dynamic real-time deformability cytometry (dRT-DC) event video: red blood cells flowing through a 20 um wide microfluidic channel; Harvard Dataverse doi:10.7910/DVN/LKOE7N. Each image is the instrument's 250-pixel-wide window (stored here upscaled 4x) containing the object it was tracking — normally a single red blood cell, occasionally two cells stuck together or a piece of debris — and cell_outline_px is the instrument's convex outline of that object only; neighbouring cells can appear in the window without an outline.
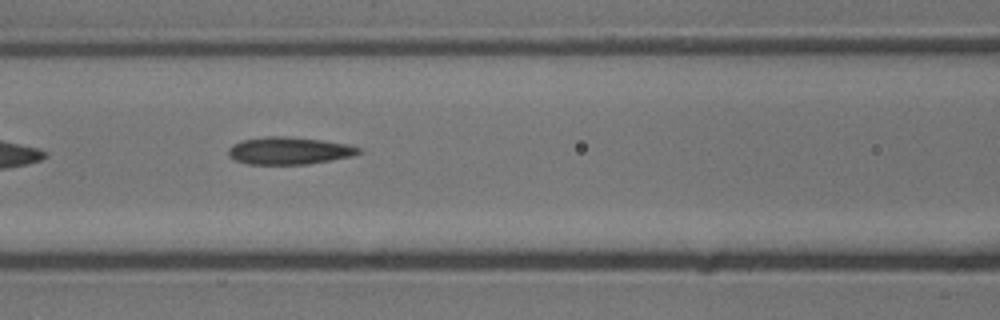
{"species": "common noctule bat (a hibernating species)", "species_latin": "Nyctalus noctula", "temperature_condition": "cold", "stored_images_in_passage": 5, "segment_of_instrument_passage": [1, 2], "camera_frame_rate_fps": 3000, "um_per_image_px": 0.085, "animal": {"sex": "male", "body_mass_g": 13.3}, "frame": {"image": 1, "passage_image": 3, "time_ms": 0.667, "image_size_px": [1000, 320], "cell_outline_px": [[364, 152], [352, 156], [332, 160], [308, 164], [248, 164], [236, 160], [228, 156], [228, 148], [232, 144], [240, 140], [264, 136], [288, 136], [324, 140], [348, 144], [364, 148]], "centroid_in_image_um": [24.61, 12.8], "position_along_channel_um": 142.0, "area_um2": 21.21}}
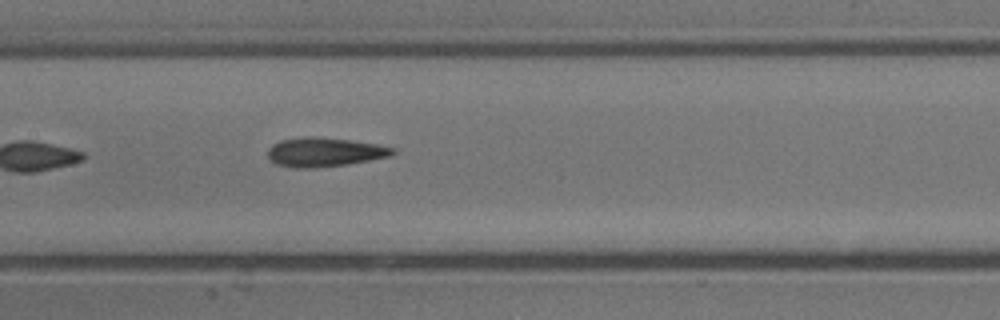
{"frame": {"image": 2, "passage_image": 4, "time_ms": 1.0, "image_size_px": [1000, 320], "cell_outline_px": [[396, 152], [388, 156], [348, 164], [312, 168], [292, 168], [276, 164], [268, 156], [268, 148], [272, 144], [280, 140], [304, 136], [312, 136], [348, 140], [376, 144], [396, 148]], "centroid_in_image_um": [27.54, 12.92], "position_along_channel_um": 179.9, "area_um2": 21.1}}